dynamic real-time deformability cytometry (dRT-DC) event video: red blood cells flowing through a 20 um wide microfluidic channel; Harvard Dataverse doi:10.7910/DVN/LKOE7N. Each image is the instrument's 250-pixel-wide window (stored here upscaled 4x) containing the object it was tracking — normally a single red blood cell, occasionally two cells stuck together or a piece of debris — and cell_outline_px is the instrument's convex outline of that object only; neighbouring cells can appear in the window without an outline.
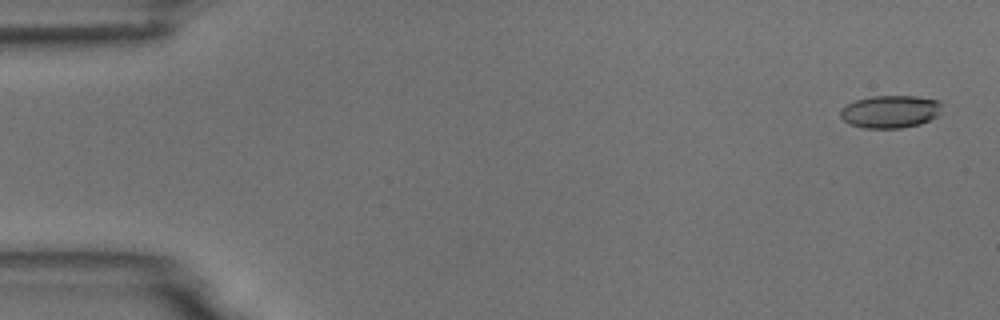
{"species": "common noctule bat (a hibernating species)", "species_latin": "Nyctalus noctula", "temperature_condition": "room temperature", "stored_images_in_passage": 5, "camera_frame_rate_fps": 3000, "um_per_image_px": 0.085, "animal": {"sex": "male", "body_mass_g": 18.8}, "frame": {"image": 1, "passage_image": 1, "time_ms": 0.0, "image_size_px": [1000, 320], "cell_outline_px": [[944, 104], [940, 112], [936, 116], [920, 124], [900, 128], [864, 128], [848, 124], [840, 116], [840, 108], [856, 100], [872, 96], [916, 96], [940, 100]], "centroid_in_image_um": [75.69, 9.48], "position_along_channel_um": 9.3, "area_um2": 19.48}}
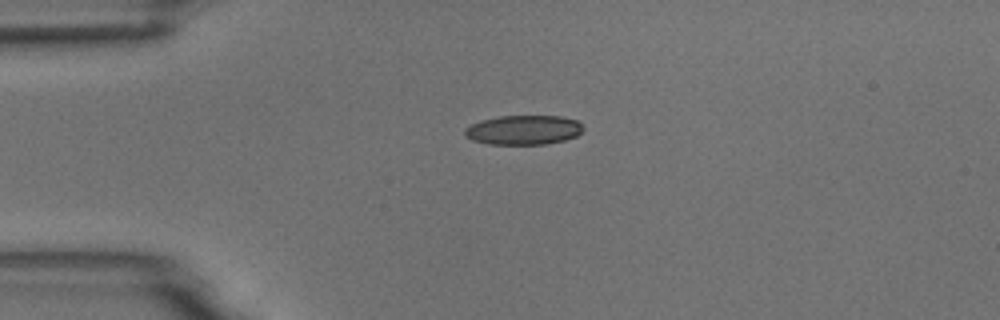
{"frame": {"image": 2, "passage_image": 4, "time_ms": 3.667, "image_size_px": [1000, 320], "cell_outline_px": [[584, 128], [576, 136], [564, 140], [544, 144], [488, 144], [472, 140], [464, 136], [464, 128], [480, 120], [500, 116], [560, 116], [576, 120]], "centroid_in_image_um": [44.46, 11.04], "position_along_channel_um": 40.5, "area_um2": 20.29}}